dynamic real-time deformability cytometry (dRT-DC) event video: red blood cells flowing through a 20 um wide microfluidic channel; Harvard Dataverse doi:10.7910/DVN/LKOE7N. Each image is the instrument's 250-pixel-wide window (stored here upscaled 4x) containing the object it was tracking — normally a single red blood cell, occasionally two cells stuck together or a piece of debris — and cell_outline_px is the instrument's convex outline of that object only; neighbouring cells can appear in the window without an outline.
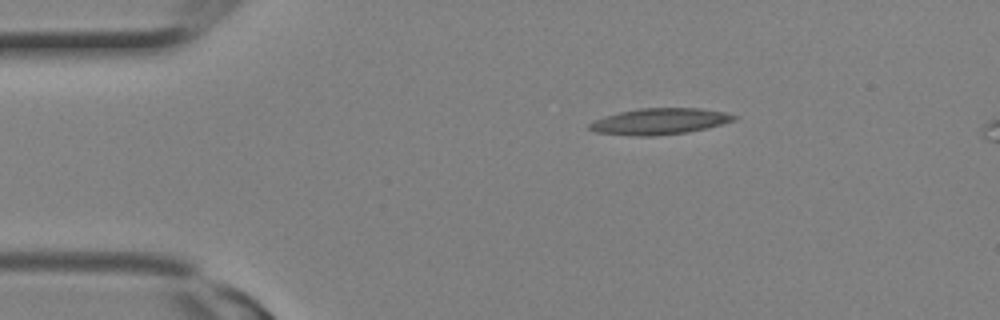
{"species": "Egyptian fruit bat (a non-hibernating species)", "species_latin": "Rousettus aegyptiacus", "temperature_condition": "room temperature", "stored_images_in_passage": 3, "camera_frame_rate_fps": 3000, "um_per_image_px": 0.085, "animal": {"sex": "female"}, "frame": {"image": 1, "passage_image": 1, "time_ms": 0.0, "image_size_px": [1000, 320], "cell_outline_px": [[736, 120], [708, 128], [688, 132], [656, 136], [636, 136], [596, 132], [588, 128], [588, 124], [604, 116], [620, 112], [640, 108], [700, 108], [724, 112], [736, 116]], "centroid_in_image_um": [56.08, 10.32], "position_along_channel_um": 28.9, "area_um2": 22.02}}